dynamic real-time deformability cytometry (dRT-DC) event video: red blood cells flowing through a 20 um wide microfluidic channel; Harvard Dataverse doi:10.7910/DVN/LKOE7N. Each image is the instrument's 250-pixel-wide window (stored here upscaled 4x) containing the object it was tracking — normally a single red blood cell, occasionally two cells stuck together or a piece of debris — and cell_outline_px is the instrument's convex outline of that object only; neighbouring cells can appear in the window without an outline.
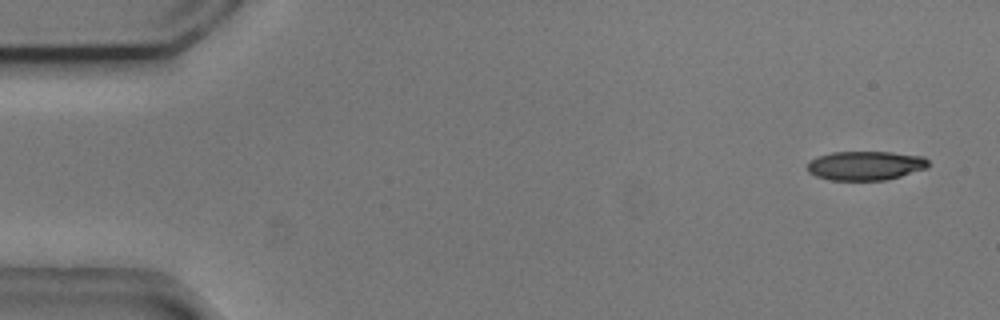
{"species": "common noctule bat (a hibernating species)", "species_latin": "Nyctalus noctula", "temperature_condition": "cold", "stored_images_in_passage": 7, "camera_frame_rate_fps": 3000, "um_per_image_px": 0.085, "animal": {"sex": "male", "body_mass_g": 20.5, "forearm_length_mm": 52.5}, "frame": {"image": 1, "passage_image": 1, "time_ms": 0.0, "image_size_px": [1000, 320], "cell_outline_px": [[928, 168], [900, 176], [884, 180], [828, 180], [816, 176], [808, 172], [808, 160], [816, 156], [832, 152], [892, 152], [924, 156], [928, 160]], "centroid_in_image_um": [73.55, 14.07], "position_along_channel_um": 11.5, "area_um2": 20.69}}
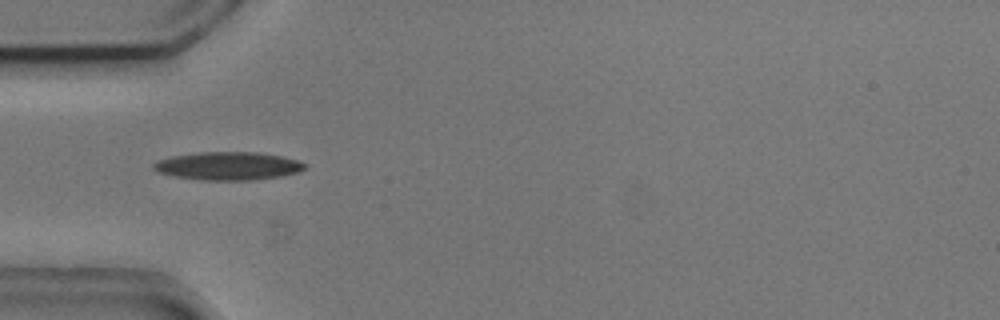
{"frame": {"image": 2, "passage_image": 5, "time_ms": 1.333, "image_size_px": [1000, 320], "cell_outline_px": [[308, 164], [304, 168], [296, 172], [280, 176], [252, 180], [204, 180], [176, 176], [160, 172], [152, 168], [152, 164], [156, 160], [172, 156], [200, 152], [256, 152], [280, 156], [296, 160]], "centroid_in_image_um": [19.36, 14.1], "position_along_channel_um": 65.6, "area_um2": 24.51}}
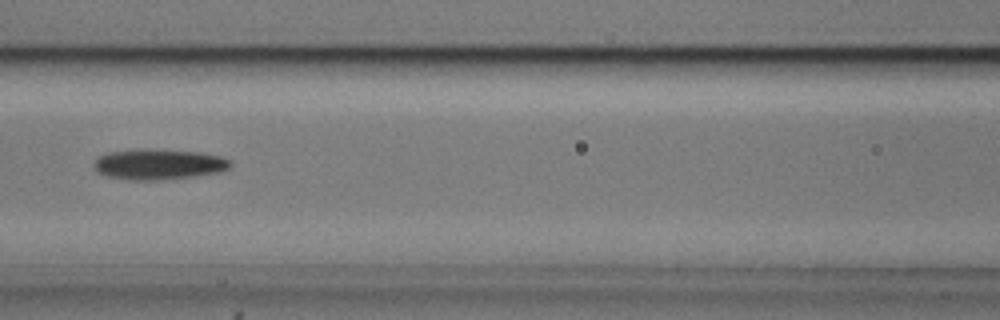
{"frame": {"image": 3, "passage_image": 7, "time_ms": 2.0, "image_size_px": [1000, 320], "cell_outline_px": [[232, 164], [228, 168], [220, 172], [196, 176], [156, 180], [132, 180], [108, 176], [96, 172], [92, 164], [100, 156], [108, 152], [200, 152], [220, 156], [232, 160]], "centroid_in_image_um": [13.53, 14.02], "position_along_channel_um": 153.1, "area_um2": 23.12}}